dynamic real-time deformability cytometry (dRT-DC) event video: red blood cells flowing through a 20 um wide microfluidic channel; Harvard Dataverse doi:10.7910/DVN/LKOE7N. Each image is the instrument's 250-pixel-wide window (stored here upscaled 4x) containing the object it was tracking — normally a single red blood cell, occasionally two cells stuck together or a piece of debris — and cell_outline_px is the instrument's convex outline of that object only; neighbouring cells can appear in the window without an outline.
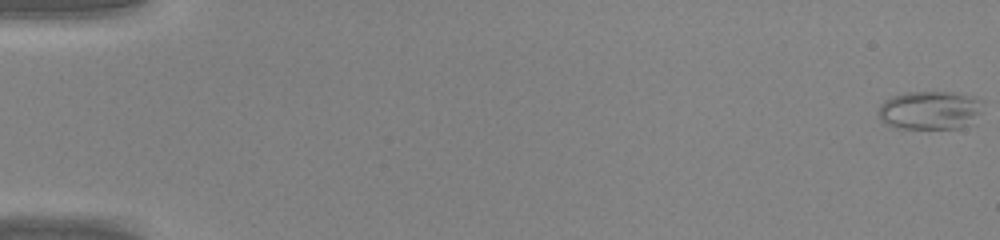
{"species": "common noctule bat (a hibernating species)", "species_latin": "Nyctalus noctula", "temperature_condition": "warm", "stored_images_in_passage": 46, "camera_frame_rate_fps": 3000, "um_per_image_px": 0.085, "animal": {"sex": "male", "body_mass_g": 20.0, "forearm_length_mm": 53.3}, "frame": {"image": 1, "passage_image": 1, "time_ms": 0.0, "image_size_px": [1000, 240], "cell_outline_px": [[984, 104], [976, 124], [960, 128], [896, 128], [884, 124], [880, 120], [876, 112], [880, 104], [884, 100], [892, 96], [904, 92], [956, 92], [976, 96], [984, 100]], "centroid_in_image_um": [79.09, 9.37], "position_along_channel_um": 5.9, "area_um2": 24.45}}
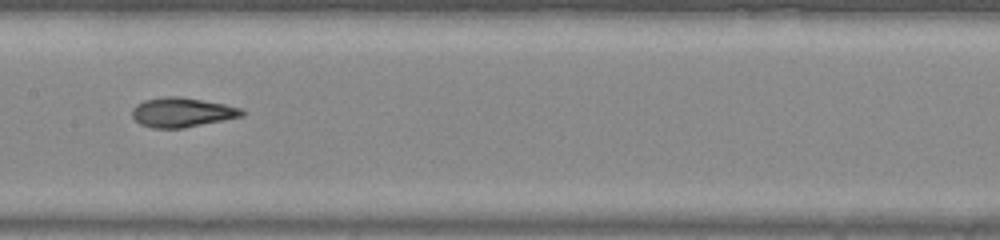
{"frame": {"image": 2, "passage_image": 25, "time_ms": 8.0, "image_size_px": [1000, 240], "cell_outline_px": [[244, 116], [184, 128], [152, 128], [140, 124], [132, 116], [132, 108], [136, 104], [144, 100], [164, 96], [180, 96], [224, 104], [240, 108], [244, 112]], "centroid_in_image_um": [15.45, 9.55], "position_along_channel_um": 192.0, "area_um2": 18.9}}
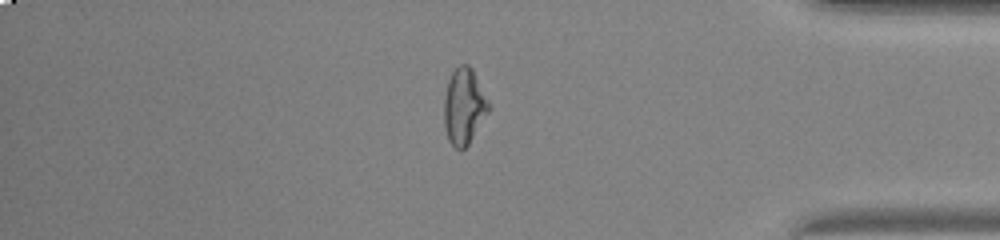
{"frame": {"image": 3, "passage_image": 40, "time_ms": 13.0, "image_size_px": [1000, 240], "cell_outline_px": [[492, 108], [468, 144], [464, 148], [456, 148], [448, 140], [444, 124], [444, 100], [448, 80], [452, 72], [460, 64], [468, 64], [472, 68], [492, 104]], "centroid_in_image_um": [39.48, 9.01], "position_along_channel_um": 395.7, "area_um2": 20.0}}